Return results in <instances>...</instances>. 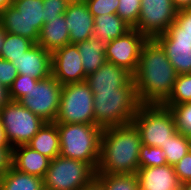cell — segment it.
I'll return each mask as SVG.
<instances>
[{"instance_id": "30bf717a", "label": "cell", "mask_w": 191, "mask_h": 190, "mask_svg": "<svg viewBox=\"0 0 191 190\" xmlns=\"http://www.w3.org/2000/svg\"><path fill=\"white\" fill-rule=\"evenodd\" d=\"M62 85L53 75L39 80L18 102L45 122H55L60 105Z\"/></svg>"}, {"instance_id": "7bdbcfd3", "label": "cell", "mask_w": 191, "mask_h": 190, "mask_svg": "<svg viewBox=\"0 0 191 190\" xmlns=\"http://www.w3.org/2000/svg\"><path fill=\"white\" fill-rule=\"evenodd\" d=\"M6 33L7 32L2 28V26L0 24V58H1L2 46L4 44Z\"/></svg>"}, {"instance_id": "8d00e7d4", "label": "cell", "mask_w": 191, "mask_h": 190, "mask_svg": "<svg viewBox=\"0 0 191 190\" xmlns=\"http://www.w3.org/2000/svg\"><path fill=\"white\" fill-rule=\"evenodd\" d=\"M180 184L191 181V150L174 165Z\"/></svg>"}, {"instance_id": "f546056e", "label": "cell", "mask_w": 191, "mask_h": 190, "mask_svg": "<svg viewBox=\"0 0 191 190\" xmlns=\"http://www.w3.org/2000/svg\"><path fill=\"white\" fill-rule=\"evenodd\" d=\"M166 152L160 147L141 145L139 153V168L166 165Z\"/></svg>"}, {"instance_id": "4dcf8cb0", "label": "cell", "mask_w": 191, "mask_h": 190, "mask_svg": "<svg viewBox=\"0 0 191 190\" xmlns=\"http://www.w3.org/2000/svg\"><path fill=\"white\" fill-rule=\"evenodd\" d=\"M141 11V0H119L116 14L131 28L137 25Z\"/></svg>"}, {"instance_id": "484cf974", "label": "cell", "mask_w": 191, "mask_h": 190, "mask_svg": "<svg viewBox=\"0 0 191 190\" xmlns=\"http://www.w3.org/2000/svg\"><path fill=\"white\" fill-rule=\"evenodd\" d=\"M96 177L103 183L105 190H139L136 174L96 173Z\"/></svg>"}, {"instance_id": "83f0119b", "label": "cell", "mask_w": 191, "mask_h": 190, "mask_svg": "<svg viewBox=\"0 0 191 190\" xmlns=\"http://www.w3.org/2000/svg\"><path fill=\"white\" fill-rule=\"evenodd\" d=\"M35 43L27 37L6 33L1 58L12 61L25 53Z\"/></svg>"}, {"instance_id": "ab89813d", "label": "cell", "mask_w": 191, "mask_h": 190, "mask_svg": "<svg viewBox=\"0 0 191 190\" xmlns=\"http://www.w3.org/2000/svg\"><path fill=\"white\" fill-rule=\"evenodd\" d=\"M10 101L9 89L0 84V110Z\"/></svg>"}, {"instance_id": "60d3db41", "label": "cell", "mask_w": 191, "mask_h": 190, "mask_svg": "<svg viewBox=\"0 0 191 190\" xmlns=\"http://www.w3.org/2000/svg\"><path fill=\"white\" fill-rule=\"evenodd\" d=\"M172 2L177 10L191 7V0H172Z\"/></svg>"}, {"instance_id": "2e32d148", "label": "cell", "mask_w": 191, "mask_h": 190, "mask_svg": "<svg viewBox=\"0 0 191 190\" xmlns=\"http://www.w3.org/2000/svg\"><path fill=\"white\" fill-rule=\"evenodd\" d=\"M64 16L69 29L70 44L92 38L94 17L85 1L68 3Z\"/></svg>"}, {"instance_id": "7402d4cb", "label": "cell", "mask_w": 191, "mask_h": 190, "mask_svg": "<svg viewBox=\"0 0 191 190\" xmlns=\"http://www.w3.org/2000/svg\"><path fill=\"white\" fill-rule=\"evenodd\" d=\"M131 27L116 13L103 14L94 17L92 38L109 43L118 37L123 36Z\"/></svg>"}, {"instance_id": "d4e9b609", "label": "cell", "mask_w": 191, "mask_h": 190, "mask_svg": "<svg viewBox=\"0 0 191 190\" xmlns=\"http://www.w3.org/2000/svg\"><path fill=\"white\" fill-rule=\"evenodd\" d=\"M160 148L166 152L167 164L174 166L191 150V139L177 131Z\"/></svg>"}, {"instance_id": "4fadbf2b", "label": "cell", "mask_w": 191, "mask_h": 190, "mask_svg": "<svg viewBox=\"0 0 191 190\" xmlns=\"http://www.w3.org/2000/svg\"><path fill=\"white\" fill-rule=\"evenodd\" d=\"M52 75L61 84L86 81L82 60L75 44H68L52 53Z\"/></svg>"}, {"instance_id": "9a60e30c", "label": "cell", "mask_w": 191, "mask_h": 190, "mask_svg": "<svg viewBox=\"0 0 191 190\" xmlns=\"http://www.w3.org/2000/svg\"><path fill=\"white\" fill-rule=\"evenodd\" d=\"M11 63L21 75L43 80L52 75V54L35 43Z\"/></svg>"}, {"instance_id": "f35d334b", "label": "cell", "mask_w": 191, "mask_h": 190, "mask_svg": "<svg viewBox=\"0 0 191 190\" xmlns=\"http://www.w3.org/2000/svg\"><path fill=\"white\" fill-rule=\"evenodd\" d=\"M81 190H105L103 183L95 176Z\"/></svg>"}, {"instance_id": "5b68a950", "label": "cell", "mask_w": 191, "mask_h": 190, "mask_svg": "<svg viewBox=\"0 0 191 190\" xmlns=\"http://www.w3.org/2000/svg\"><path fill=\"white\" fill-rule=\"evenodd\" d=\"M132 123L146 146L161 147L177 132L172 111L162 104H141Z\"/></svg>"}, {"instance_id": "e575fe53", "label": "cell", "mask_w": 191, "mask_h": 190, "mask_svg": "<svg viewBox=\"0 0 191 190\" xmlns=\"http://www.w3.org/2000/svg\"><path fill=\"white\" fill-rule=\"evenodd\" d=\"M68 3L67 0H43L44 22L47 23L55 16L63 15Z\"/></svg>"}, {"instance_id": "1f68e13d", "label": "cell", "mask_w": 191, "mask_h": 190, "mask_svg": "<svg viewBox=\"0 0 191 190\" xmlns=\"http://www.w3.org/2000/svg\"><path fill=\"white\" fill-rule=\"evenodd\" d=\"M163 34H179L191 37V7L178 10L175 22Z\"/></svg>"}, {"instance_id": "bcb514c9", "label": "cell", "mask_w": 191, "mask_h": 190, "mask_svg": "<svg viewBox=\"0 0 191 190\" xmlns=\"http://www.w3.org/2000/svg\"><path fill=\"white\" fill-rule=\"evenodd\" d=\"M69 3H74V2H82L84 0H67Z\"/></svg>"}, {"instance_id": "603a6c76", "label": "cell", "mask_w": 191, "mask_h": 190, "mask_svg": "<svg viewBox=\"0 0 191 190\" xmlns=\"http://www.w3.org/2000/svg\"><path fill=\"white\" fill-rule=\"evenodd\" d=\"M81 56L85 74L97 71L106 60V43L96 38H90L75 44Z\"/></svg>"}, {"instance_id": "ba28073f", "label": "cell", "mask_w": 191, "mask_h": 190, "mask_svg": "<svg viewBox=\"0 0 191 190\" xmlns=\"http://www.w3.org/2000/svg\"><path fill=\"white\" fill-rule=\"evenodd\" d=\"M94 95L86 81L62 85L56 123L94 124Z\"/></svg>"}, {"instance_id": "f6af8a7d", "label": "cell", "mask_w": 191, "mask_h": 190, "mask_svg": "<svg viewBox=\"0 0 191 190\" xmlns=\"http://www.w3.org/2000/svg\"><path fill=\"white\" fill-rule=\"evenodd\" d=\"M181 190H191V181L181 184Z\"/></svg>"}, {"instance_id": "277c9868", "label": "cell", "mask_w": 191, "mask_h": 190, "mask_svg": "<svg viewBox=\"0 0 191 190\" xmlns=\"http://www.w3.org/2000/svg\"><path fill=\"white\" fill-rule=\"evenodd\" d=\"M60 156L89 163L97 170L103 129L94 124L57 123Z\"/></svg>"}, {"instance_id": "4316f807", "label": "cell", "mask_w": 191, "mask_h": 190, "mask_svg": "<svg viewBox=\"0 0 191 190\" xmlns=\"http://www.w3.org/2000/svg\"><path fill=\"white\" fill-rule=\"evenodd\" d=\"M186 102H191V73L177 75L173 90L162 105L173 107Z\"/></svg>"}, {"instance_id": "ee69618b", "label": "cell", "mask_w": 191, "mask_h": 190, "mask_svg": "<svg viewBox=\"0 0 191 190\" xmlns=\"http://www.w3.org/2000/svg\"><path fill=\"white\" fill-rule=\"evenodd\" d=\"M10 5H12V0H0V14Z\"/></svg>"}, {"instance_id": "f1b7e54d", "label": "cell", "mask_w": 191, "mask_h": 190, "mask_svg": "<svg viewBox=\"0 0 191 190\" xmlns=\"http://www.w3.org/2000/svg\"><path fill=\"white\" fill-rule=\"evenodd\" d=\"M167 108L172 111L176 130L191 139V102Z\"/></svg>"}, {"instance_id": "6da1fadb", "label": "cell", "mask_w": 191, "mask_h": 190, "mask_svg": "<svg viewBox=\"0 0 191 190\" xmlns=\"http://www.w3.org/2000/svg\"><path fill=\"white\" fill-rule=\"evenodd\" d=\"M177 75L161 45L155 39H147L133 75L140 103L162 104L171 94Z\"/></svg>"}, {"instance_id": "8992f818", "label": "cell", "mask_w": 191, "mask_h": 190, "mask_svg": "<svg viewBox=\"0 0 191 190\" xmlns=\"http://www.w3.org/2000/svg\"><path fill=\"white\" fill-rule=\"evenodd\" d=\"M43 0H14L0 14L2 28L11 34L38 42L44 24Z\"/></svg>"}, {"instance_id": "5bb4252c", "label": "cell", "mask_w": 191, "mask_h": 190, "mask_svg": "<svg viewBox=\"0 0 191 190\" xmlns=\"http://www.w3.org/2000/svg\"><path fill=\"white\" fill-rule=\"evenodd\" d=\"M163 48L177 74L191 73V37L160 34L154 38Z\"/></svg>"}, {"instance_id": "7c38bea8", "label": "cell", "mask_w": 191, "mask_h": 190, "mask_svg": "<svg viewBox=\"0 0 191 190\" xmlns=\"http://www.w3.org/2000/svg\"><path fill=\"white\" fill-rule=\"evenodd\" d=\"M147 37L131 28L123 36L106 43V60L134 75L138 69L140 53Z\"/></svg>"}, {"instance_id": "d6a6232c", "label": "cell", "mask_w": 191, "mask_h": 190, "mask_svg": "<svg viewBox=\"0 0 191 190\" xmlns=\"http://www.w3.org/2000/svg\"><path fill=\"white\" fill-rule=\"evenodd\" d=\"M38 79H34L29 75L18 74L12 86L9 88V97L12 101H19L27 92L35 86Z\"/></svg>"}, {"instance_id": "9c48e42d", "label": "cell", "mask_w": 191, "mask_h": 190, "mask_svg": "<svg viewBox=\"0 0 191 190\" xmlns=\"http://www.w3.org/2000/svg\"><path fill=\"white\" fill-rule=\"evenodd\" d=\"M0 122L11 148L26 145L45 123L18 101L12 100L0 110Z\"/></svg>"}, {"instance_id": "b9f144b4", "label": "cell", "mask_w": 191, "mask_h": 190, "mask_svg": "<svg viewBox=\"0 0 191 190\" xmlns=\"http://www.w3.org/2000/svg\"><path fill=\"white\" fill-rule=\"evenodd\" d=\"M0 148H11L10 144L8 143L4 129L0 122Z\"/></svg>"}, {"instance_id": "8fae6325", "label": "cell", "mask_w": 191, "mask_h": 190, "mask_svg": "<svg viewBox=\"0 0 191 190\" xmlns=\"http://www.w3.org/2000/svg\"><path fill=\"white\" fill-rule=\"evenodd\" d=\"M177 11L172 0H141L140 15L134 28L148 39H154L175 22Z\"/></svg>"}, {"instance_id": "836d02e7", "label": "cell", "mask_w": 191, "mask_h": 190, "mask_svg": "<svg viewBox=\"0 0 191 190\" xmlns=\"http://www.w3.org/2000/svg\"><path fill=\"white\" fill-rule=\"evenodd\" d=\"M89 12L95 16L103 14H115L119 6V0H84Z\"/></svg>"}, {"instance_id": "52a82bcc", "label": "cell", "mask_w": 191, "mask_h": 190, "mask_svg": "<svg viewBox=\"0 0 191 190\" xmlns=\"http://www.w3.org/2000/svg\"><path fill=\"white\" fill-rule=\"evenodd\" d=\"M96 176L89 164L60 155L50 161L44 177L45 190H81Z\"/></svg>"}, {"instance_id": "3957f363", "label": "cell", "mask_w": 191, "mask_h": 190, "mask_svg": "<svg viewBox=\"0 0 191 190\" xmlns=\"http://www.w3.org/2000/svg\"><path fill=\"white\" fill-rule=\"evenodd\" d=\"M94 125L102 129L132 123L141 105L132 78L116 91H92Z\"/></svg>"}, {"instance_id": "d6986e66", "label": "cell", "mask_w": 191, "mask_h": 190, "mask_svg": "<svg viewBox=\"0 0 191 190\" xmlns=\"http://www.w3.org/2000/svg\"><path fill=\"white\" fill-rule=\"evenodd\" d=\"M51 159L27 145L12 148L11 165L24 173L44 179Z\"/></svg>"}, {"instance_id": "44dd1931", "label": "cell", "mask_w": 191, "mask_h": 190, "mask_svg": "<svg viewBox=\"0 0 191 190\" xmlns=\"http://www.w3.org/2000/svg\"><path fill=\"white\" fill-rule=\"evenodd\" d=\"M31 149L53 160L60 155L59 132L56 122H45L26 144Z\"/></svg>"}, {"instance_id": "e0dca14e", "label": "cell", "mask_w": 191, "mask_h": 190, "mask_svg": "<svg viewBox=\"0 0 191 190\" xmlns=\"http://www.w3.org/2000/svg\"><path fill=\"white\" fill-rule=\"evenodd\" d=\"M132 78L133 75L126 69L106 61L97 71L87 75L86 82L91 91H116Z\"/></svg>"}, {"instance_id": "ffe728a7", "label": "cell", "mask_w": 191, "mask_h": 190, "mask_svg": "<svg viewBox=\"0 0 191 190\" xmlns=\"http://www.w3.org/2000/svg\"><path fill=\"white\" fill-rule=\"evenodd\" d=\"M37 44L51 54L55 50L70 44L69 29L64 14L55 16L49 22L43 24Z\"/></svg>"}, {"instance_id": "ac0fdd59", "label": "cell", "mask_w": 191, "mask_h": 190, "mask_svg": "<svg viewBox=\"0 0 191 190\" xmlns=\"http://www.w3.org/2000/svg\"><path fill=\"white\" fill-rule=\"evenodd\" d=\"M139 190H180L181 184L174 166L139 168L136 172Z\"/></svg>"}, {"instance_id": "74e56055", "label": "cell", "mask_w": 191, "mask_h": 190, "mask_svg": "<svg viewBox=\"0 0 191 190\" xmlns=\"http://www.w3.org/2000/svg\"><path fill=\"white\" fill-rule=\"evenodd\" d=\"M12 148H0V177L10 168Z\"/></svg>"}, {"instance_id": "7a4b0ae2", "label": "cell", "mask_w": 191, "mask_h": 190, "mask_svg": "<svg viewBox=\"0 0 191 190\" xmlns=\"http://www.w3.org/2000/svg\"><path fill=\"white\" fill-rule=\"evenodd\" d=\"M141 145L133 123L103 129L96 173L136 174Z\"/></svg>"}, {"instance_id": "cb8c5ba5", "label": "cell", "mask_w": 191, "mask_h": 190, "mask_svg": "<svg viewBox=\"0 0 191 190\" xmlns=\"http://www.w3.org/2000/svg\"><path fill=\"white\" fill-rule=\"evenodd\" d=\"M0 190H45L44 179L21 172L11 165L0 177Z\"/></svg>"}, {"instance_id": "d590c367", "label": "cell", "mask_w": 191, "mask_h": 190, "mask_svg": "<svg viewBox=\"0 0 191 190\" xmlns=\"http://www.w3.org/2000/svg\"><path fill=\"white\" fill-rule=\"evenodd\" d=\"M17 76V69L13 66L11 61L0 58V84L9 89Z\"/></svg>"}]
</instances>
